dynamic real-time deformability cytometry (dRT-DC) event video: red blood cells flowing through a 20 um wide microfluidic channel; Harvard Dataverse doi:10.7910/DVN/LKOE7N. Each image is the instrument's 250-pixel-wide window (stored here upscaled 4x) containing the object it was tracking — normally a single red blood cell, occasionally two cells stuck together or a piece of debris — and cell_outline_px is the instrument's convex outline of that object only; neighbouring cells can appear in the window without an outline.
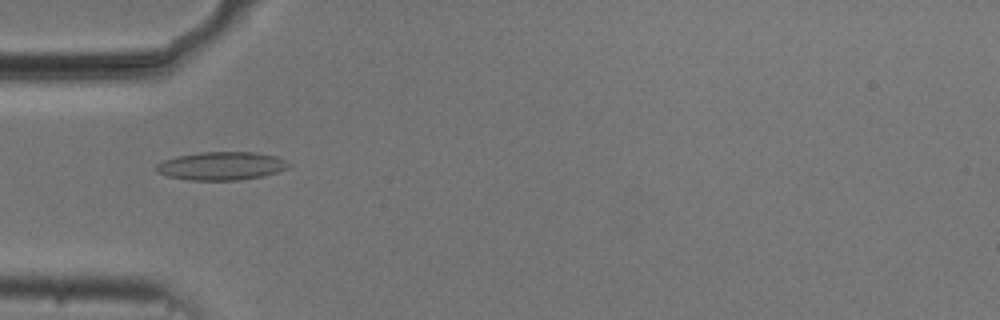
{"species": "common noctule bat (a hibernating species)", "species_latin": "Nyctalus noctula", "temperature_condition": "cold", "stored_images_in_passage": 44, "camera_frame_rate_fps": 3000, "um_per_image_px": 0.085, "animal": {"sex": "male", "body_mass_g": 20.5, "forearm_length_mm": 52.5}, "frame": {"image": 1, "passage_image": 7, "time_ms": 2.0, "image_size_px": [1000, 320], "cell_outline_px": [[292, 164], [288, 168], [264, 176], [240, 180], [188, 180], [168, 176], [160, 172], [156, 168], [156, 164], [164, 160], [176, 156], [200, 152], [256, 152], [276, 156]], "centroid_in_image_um": [18.85, 14.1], "position_along_channel_um": 66.2, "area_um2": 21.79}}
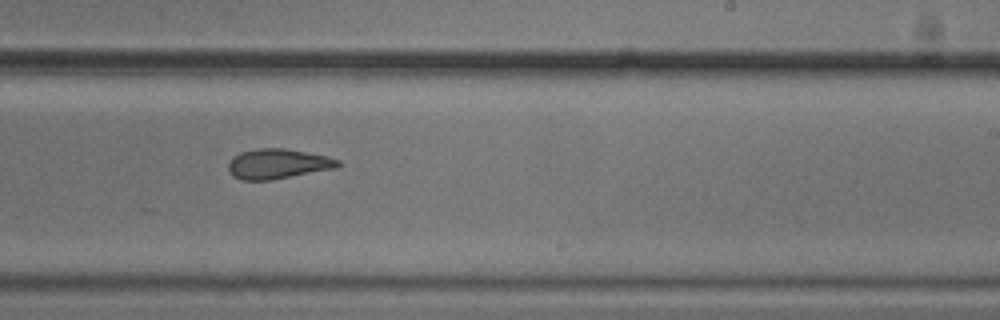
{"frame": {"image": 2, "passage_image": 23, "time_ms": 7.333, "image_size_px": [1000, 320], "cell_outline_px": [[340, 168], [272, 180], [240, 180], [232, 176], [228, 172], [228, 164], [240, 152], [256, 148], [284, 148], [328, 156], [340, 160]], "centroid_in_image_um": [23.65, 13.94], "position_along_channel_um": 265.3, "area_um2": 19.42}}
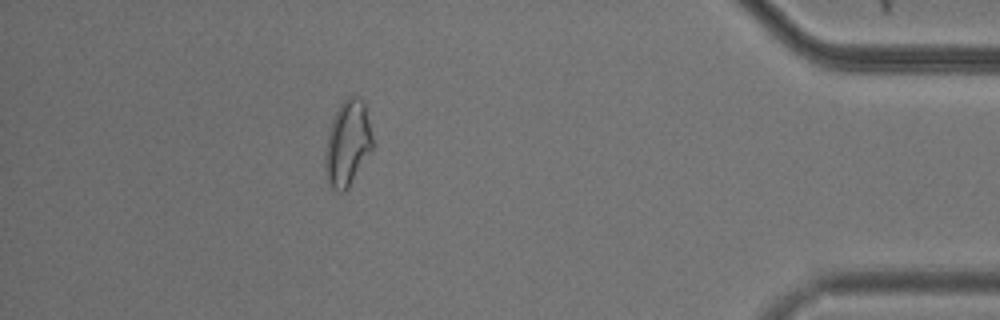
{"frame": {"image": 3, "passage_image": 38, "time_ms": 12.333, "image_size_px": [1000, 320], "cell_outline_px": [[372, 148], [348, 188], [344, 192], [340, 192], [332, 188], [328, 184], [324, 168], [324, 156], [328, 132], [332, 120], [340, 104], [352, 92], [364, 100], [372, 136]], "centroid_in_image_um": [29.52, 12.16], "position_along_channel_um": 405.7, "area_um2": 23.7}, "authors_computed_cell_mechanics": {"area_um2": 19.941, "velocity_mm_per_s": 3.7281, "shape_relaxation_time_tau1_ms": 5.564, "shape_relaxation_time_tau2_ms": 2.5412, "deformation_change_tau1": 0.1582, "deformation_change_tau2": 0.1091}}